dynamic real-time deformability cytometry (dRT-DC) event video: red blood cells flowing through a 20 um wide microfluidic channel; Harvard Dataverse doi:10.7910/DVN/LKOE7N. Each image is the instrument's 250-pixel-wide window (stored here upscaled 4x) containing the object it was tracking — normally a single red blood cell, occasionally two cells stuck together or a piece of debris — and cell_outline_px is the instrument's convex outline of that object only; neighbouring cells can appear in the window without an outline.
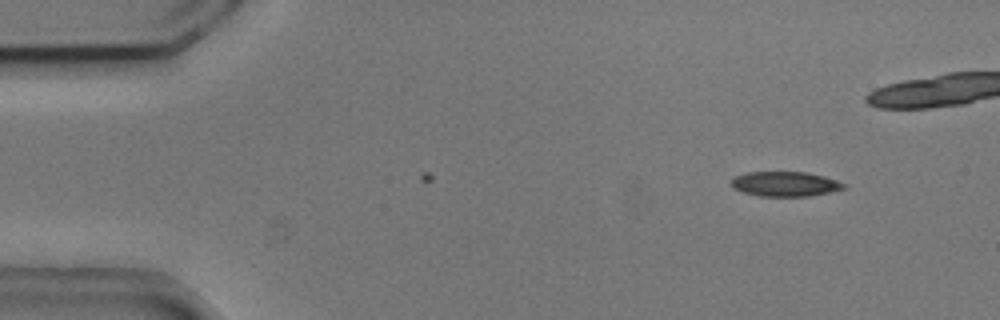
{"species": "common noctule bat (a hibernating species)", "species_latin": "Nyctalus noctula", "temperature_condition": "cold", "stored_images_in_passage": 4, "camera_frame_rate_fps": 3000, "um_per_image_px": 0.085, "animal": {"sex": "male", "body_mass_g": 20.5, "forearm_length_mm": 52.5}, "frame": {"image": 1, "passage_image": 4, "time_ms": 1.0, "image_size_px": [1000, 320], "cell_outline_px": [[848, 188], [808, 196], [760, 196], [744, 192], [732, 188], [732, 180], [736, 176], [748, 172], [804, 172], [824, 176], [848, 184]], "centroid_in_image_um": [66.78, 15.64], "position_along_channel_um": 18.2, "area_um2": 16.18}}